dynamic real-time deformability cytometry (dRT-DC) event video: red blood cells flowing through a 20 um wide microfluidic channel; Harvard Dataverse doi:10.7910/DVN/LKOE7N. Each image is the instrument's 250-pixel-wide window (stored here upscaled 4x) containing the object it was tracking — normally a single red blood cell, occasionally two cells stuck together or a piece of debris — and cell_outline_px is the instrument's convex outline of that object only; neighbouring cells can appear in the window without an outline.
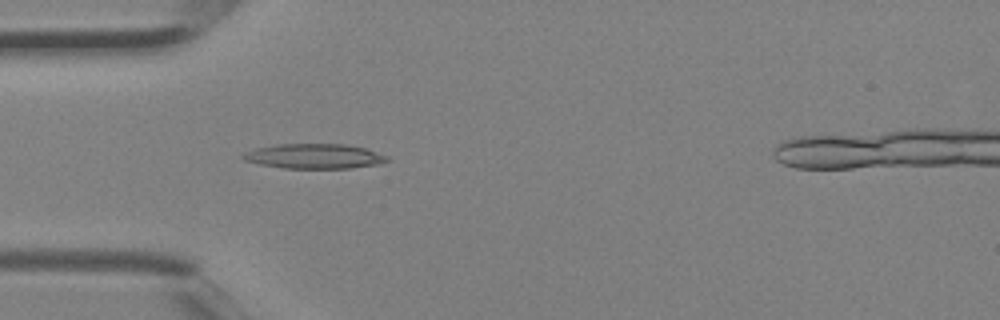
{"species": "Egyptian fruit bat (a non-hibernating species)", "species_latin": "Rousettus aegyptiacus", "temperature_condition": "room temperature", "stored_images_in_passage": 4, "camera_frame_rate_fps": 3000, "um_per_image_px": 0.085, "animal": {"sex": "female"}, "frame": {"image": 1, "passage_image": 4, "time_ms": 1.0, "image_size_px": [1000, 320], "cell_outline_px": [[392, 160], [380, 164], [352, 168], [284, 168], [260, 164], [244, 160], [240, 156], [256, 148], [276, 144], [344, 144], [364, 148], [388, 156]], "centroid_in_image_um": [26.76, 13.28], "position_along_channel_um": 58.2, "area_um2": 20.81}}